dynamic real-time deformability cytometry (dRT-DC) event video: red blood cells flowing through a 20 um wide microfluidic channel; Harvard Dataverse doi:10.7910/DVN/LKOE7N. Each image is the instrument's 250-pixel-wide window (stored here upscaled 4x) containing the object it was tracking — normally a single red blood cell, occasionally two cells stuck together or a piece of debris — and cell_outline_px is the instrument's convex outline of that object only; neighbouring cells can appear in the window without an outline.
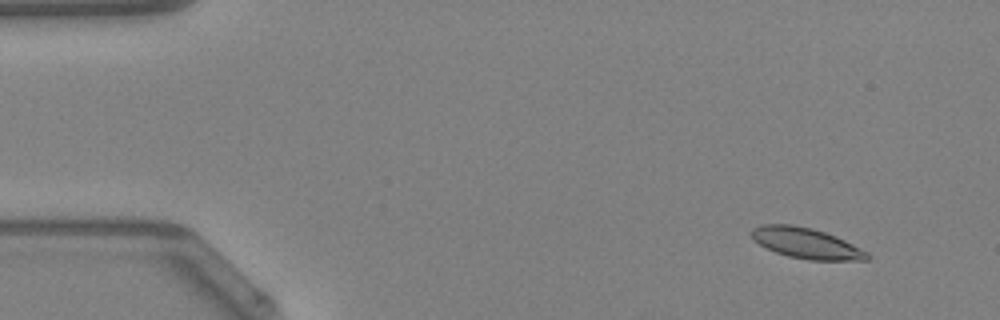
{"species": "Egyptian fruit bat (a non-hibernating species)", "species_latin": "Rousettus aegyptiacus", "temperature_condition": "warm", "stored_images_in_passage": 49, "camera_frame_rate_fps": 3000, "um_per_image_px": 0.085, "animal": {"sex": "female"}, "frame": {"image": 1, "passage_image": 5, "time_ms": 1.333, "image_size_px": [1000, 320], "cell_outline_px": [[872, 256], [868, 260], [808, 260], [788, 256], [776, 252], [752, 240], [748, 232], [752, 228], [760, 224], [792, 224], [812, 228], [836, 236], [868, 252]], "centroid_in_image_um": [68.5, 20.66], "position_along_channel_um": 16.5, "area_um2": 20.81}}
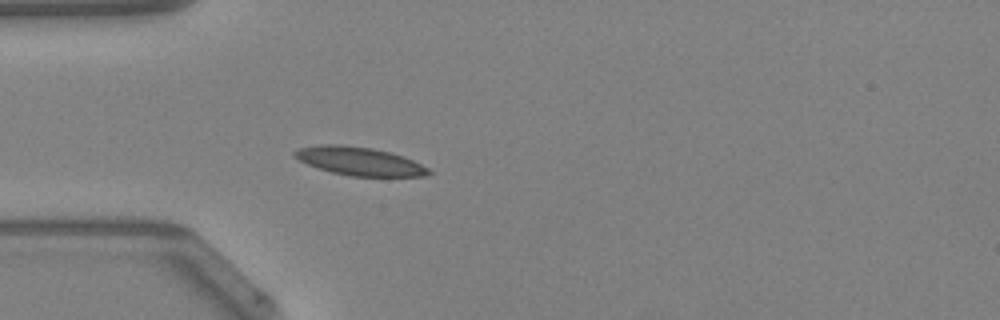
{"frame": {"image": 2, "passage_image": 15, "time_ms": 4.667, "image_size_px": [1000, 320], "cell_outline_px": [[432, 172], [424, 176], [352, 176], [332, 172], [308, 164], [292, 156], [292, 152], [296, 148], [320, 144], [340, 144], [372, 148], [392, 152], [404, 156], [428, 168]], "centroid_in_image_um": [30.52, 13.68], "position_along_channel_um": 54.5, "area_um2": 22.14}}
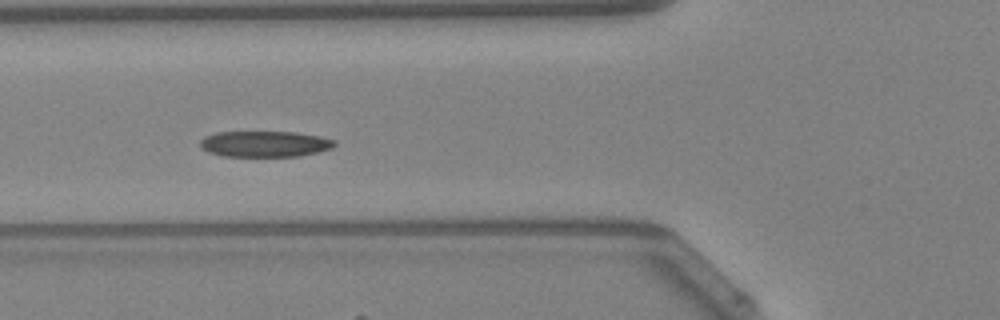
{"frame": {"image": 3, "passage_image": 19, "time_ms": 6.0, "image_size_px": [1000, 320], "cell_outline_px": [[336, 144], [332, 148], [300, 156], [224, 156], [208, 152], [200, 144], [200, 140], [204, 136], [216, 132], [296, 132], [320, 136], [336, 140]], "centroid_in_image_um": [22.52, 12.23], "position_along_channel_um": 103.3, "area_um2": 20.29}, "authors_computed_cell_mechanics": {"area_um2": 20.4612, "velocity_mm_per_s": 4.2037, "shape_relaxation_time_tau1_ms": 6.4483, "shape_relaxation_time_tau2_ms": null, "deformation_change_tau1": 0.1308, "deformation_change_tau2": null}}